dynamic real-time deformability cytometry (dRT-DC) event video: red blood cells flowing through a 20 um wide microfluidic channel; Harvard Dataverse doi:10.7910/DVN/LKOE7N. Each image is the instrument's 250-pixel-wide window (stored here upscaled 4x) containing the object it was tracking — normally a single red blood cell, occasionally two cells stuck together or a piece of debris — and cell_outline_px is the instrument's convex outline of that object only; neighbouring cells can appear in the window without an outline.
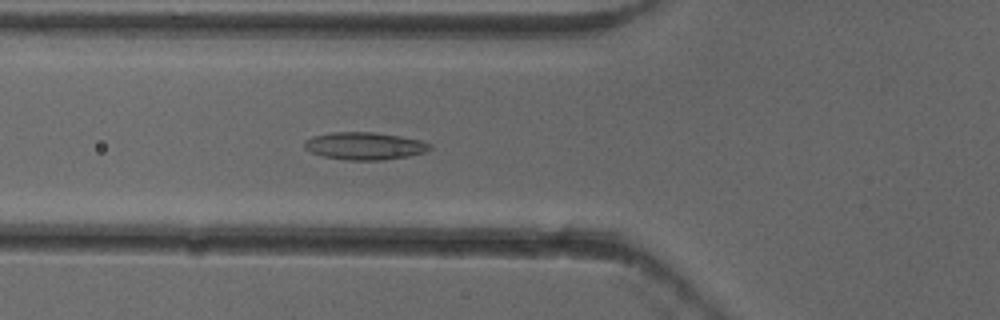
{"species": "common noctule bat (a hibernating species)", "species_latin": "Nyctalus noctula", "temperature_condition": "cold", "stored_images_in_passage": 6, "camera_frame_rate_fps": 3000, "um_per_image_px": 0.085, "animal": {"sex": "female"}, "frame": {"image": 1, "passage_image": 6, "time_ms": 1.667, "image_size_px": [1000, 320], "cell_outline_px": [[432, 148], [424, 152], [408, 156], [384, 160], [348, 160], [324, 156], [312, 152], [304, 148], [304, 140], [312, 136], [332, 132], [372, 132], [400, 136], [420, 140], [432, 144]], "centroid_in_image_um": [30.99, 12.4], "position_along_channel_um": 94.8, "area_um2": 20.06}}